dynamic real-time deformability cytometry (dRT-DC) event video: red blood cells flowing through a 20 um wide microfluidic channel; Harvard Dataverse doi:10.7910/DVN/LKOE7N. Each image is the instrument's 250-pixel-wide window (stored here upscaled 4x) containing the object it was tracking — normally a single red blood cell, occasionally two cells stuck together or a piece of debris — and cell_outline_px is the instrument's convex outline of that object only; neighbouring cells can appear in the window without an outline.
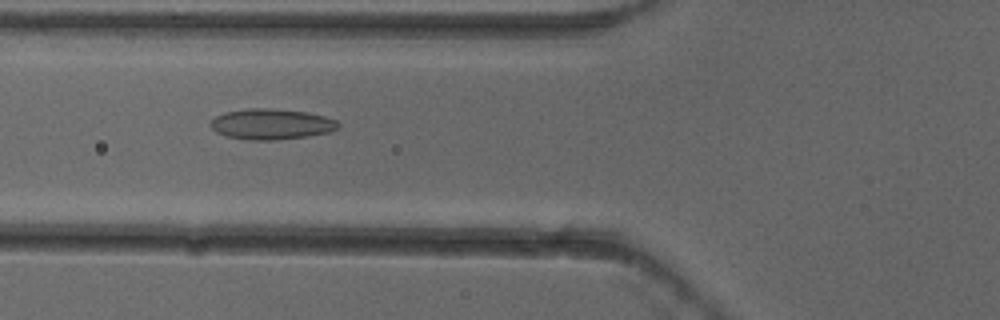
{"species": "common noctule bat (a hibernating species)", "species_latin": "Nyctalus noctula", "temperature_condition": "cold", "stored_images_in_passage": 7, "camera_frame_rate_fps": 3000, "um_per_image_px": 0.085, "animal": {"sex": "female"}, "frame": {"image": 1, "passage_image": 6, "time_ms": 1.667, "image_size_px": [1000, 320], "cell_outline_px": [[340, 128], [328, 132], [308, 136], [276, 140], [248, 140], [228, 136], [216, 132], [208, 124], [216, 116], [224, 112], [248, 108], [272, 108], [308, 112], [324, 116], [336, 120], [340, 124]], "centroid_in_image_um": [23.07, 10.54], "position_along_channel_um": 102.7, "area_um2": 22.95}}
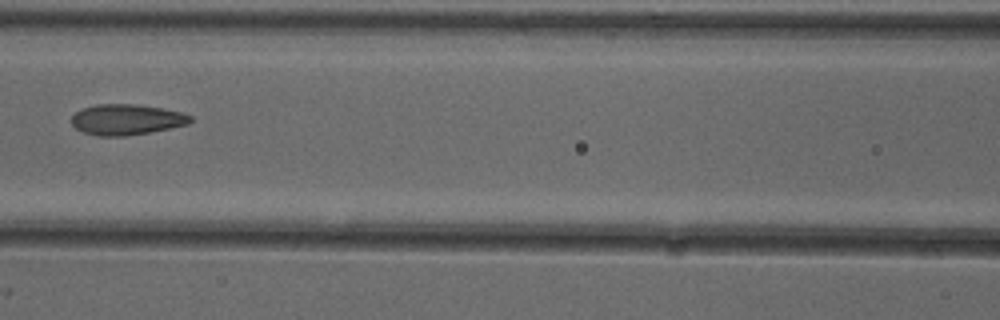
{"frame": {"image": 2, "passage_image": 7, "time_ms": 2.0, "image_size_px": [1000, 320], "cell_outline_px": [[192, 120], [188, 124], [148, 132], [124, 136], [96, 136], [84, 132], [76, 128], [72, 124], [72, 116], [76, 112], [84, 108], [96, 104], [136, 104], [160, 108], [180, 112], [192, 116]], "centroid_in_image_um": [10.73, 10.16], "position_along_channel_um": 155.9, "area_um2": 20.98}}